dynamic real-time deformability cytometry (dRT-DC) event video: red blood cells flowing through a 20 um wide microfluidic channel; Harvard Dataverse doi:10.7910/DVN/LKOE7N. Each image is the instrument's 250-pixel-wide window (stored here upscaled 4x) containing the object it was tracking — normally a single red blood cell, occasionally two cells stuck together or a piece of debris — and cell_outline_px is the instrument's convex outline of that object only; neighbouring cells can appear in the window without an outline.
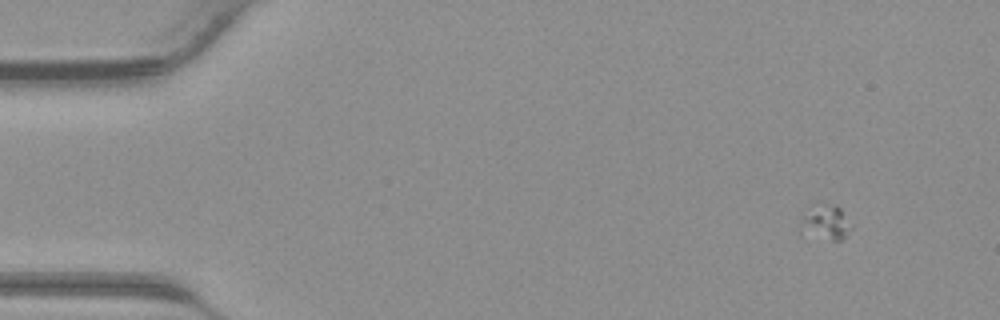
{"species": "common noctule bat (a hibernating species)", "species_latin": "Nyctalus noctula", "temperature_condition": "warm", "stored_images_in_passage": 39, "camera_frame_rate_fps": 3000, "um_per_image_px": 0.085, "animal": {"sex": "male", "body_mass_g": 23.1, "forearm_length_mm": 52.7}, "frame": {"image": 1, "passage_image": 1, "time_ms": 0.0, "image_size_px": [1000, 320], "cell_outline_px": [[852, 228], [840, 240], [832, 240], [800, 232], [800, 224], [804, 216], [812, 204], [836, 204], [840, 208], [852, 224]], "centroid_in_image_um": [70.19, 18.87], "position_along_channel_um": 14.8, "area_um2": 10.17}}
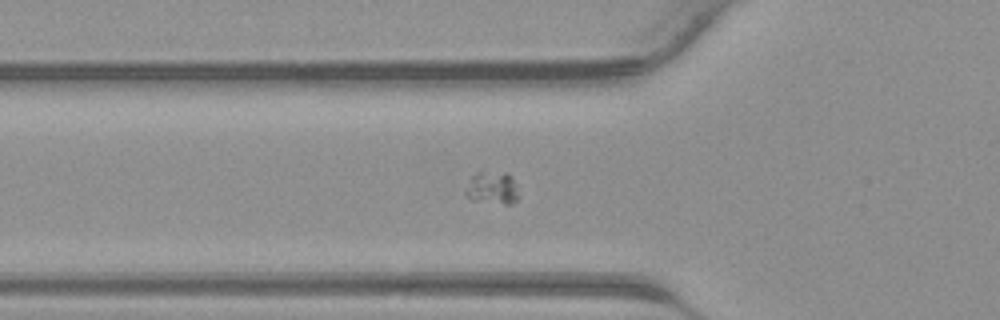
{"frame": {"image": 2, "passage_image": 12, "time_ms": 3.667, "image_size_px": [1000, 320], "cell_outline_px": [[516, 200], [512, 204], [504, 204], [472, 200], [464, 196], [464, 192], [472, 176], [480, 168], [508, 172], [512, 176], [516, 196]], "centroid_in_image_um": [41.77, 15.91], "position_along_channel_um": 84.0, "area_um2": 10.4}}
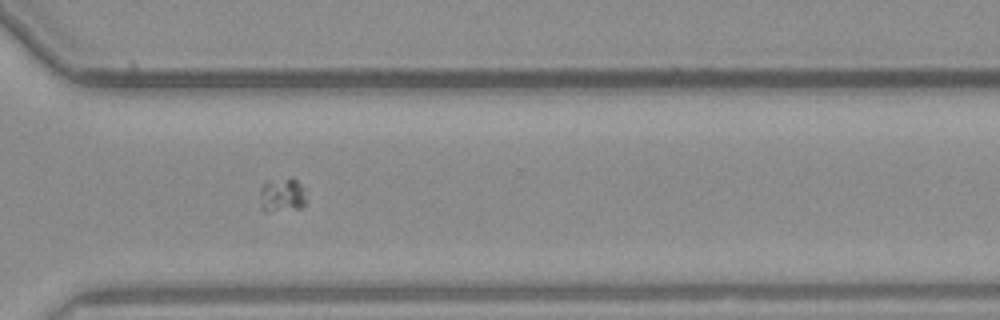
{"frame": {"image": 3, "passage_image": 28, "time_ms": 9.0, "image_size_px": [1000, 320], "cell_outline_px": [[308, 188], [304, 204], [300, 208], [268, 212], [264, 212], [260, 208], [260, 188], [264, 180], [292, 176]], "centroid_in_image_um": [23.99, 16.52], "position_along_channel_um": 346.6, "area_um2": 10.0}}